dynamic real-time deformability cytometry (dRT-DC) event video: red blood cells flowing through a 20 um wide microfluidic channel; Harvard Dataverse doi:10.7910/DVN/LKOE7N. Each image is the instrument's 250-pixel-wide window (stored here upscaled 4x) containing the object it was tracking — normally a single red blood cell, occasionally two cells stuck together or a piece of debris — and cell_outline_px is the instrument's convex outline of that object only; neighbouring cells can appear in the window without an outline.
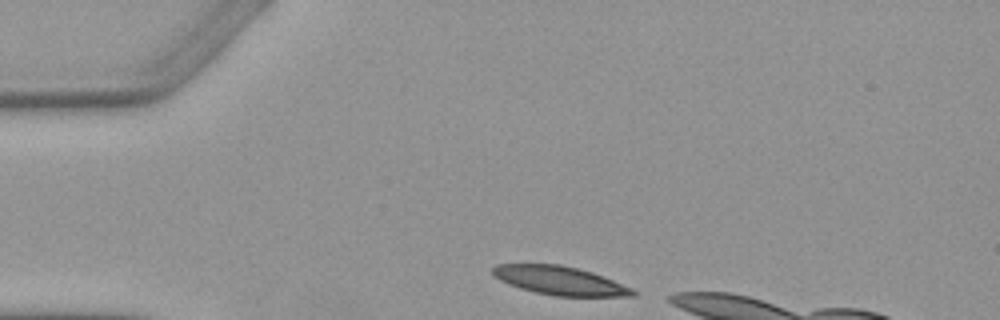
{"species": "Egyptian fruit bat (a non-hibernating species)", "species_latin": "Rousettus aegyptiacus", "temperature_condition": "warm", "stored_images_in_passage": 3, "camera_frame_rate_fps": 3000, "um_per_image_px": 0.085, "animal": {"sex": "female"}, "frame": {"image": 1, "passage_image": 1, "time_ms": 0.0, "image_size_px": [1000, 320], "cell_outline_px": [[636, 296], [552, 296], [520, 288], [508, 284], [500, 280], [492, 272], [492, 268], [496, 264], [560, 264], [592, 272], [632, 288], [636, 292]], "centroid_in_image_um": [47.57, 23.85], "position_along_channel_um": 37.4, "area_um2": 23.18}}